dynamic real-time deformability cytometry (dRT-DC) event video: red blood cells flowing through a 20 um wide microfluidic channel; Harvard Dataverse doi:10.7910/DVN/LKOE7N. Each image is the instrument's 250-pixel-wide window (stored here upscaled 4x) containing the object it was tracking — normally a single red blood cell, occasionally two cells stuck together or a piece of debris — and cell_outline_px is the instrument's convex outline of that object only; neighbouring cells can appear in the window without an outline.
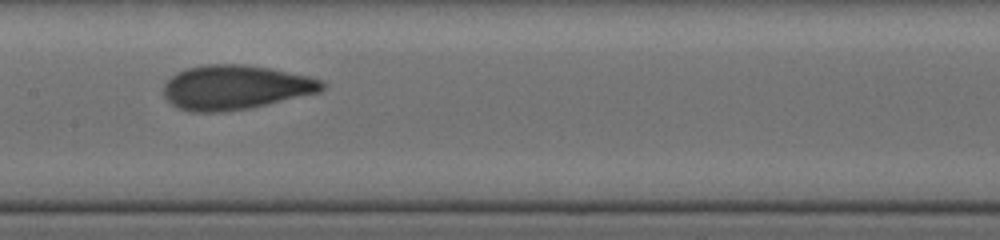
{"species": "human", "species_latin": "Homo sapiens", "temperature_condition": "cold", "stored_images_in_passage": 9, "camera_frame_rate_fps": 3000, "um_per_image_px": 0.085, "donor": {"sex": "female"}, "frame": {"image": 1, "passage_image": 6, "time_ms": 5.0, "image_size_px": [1000, 240], "cell_outline_px": [[328, 84], [320, 92], [248, 108], [220, 112], [188, 112], [176, 108], [164, 96], [164, 84], [176, 72], [188, 68], [204, 64], [244, 64], [268, 68], [308, 76], [324, 80]], "centroid_in_image_um": [20.0, 7.42], "position_along_channel_um": 187.4, "area_um2": 41.04}}
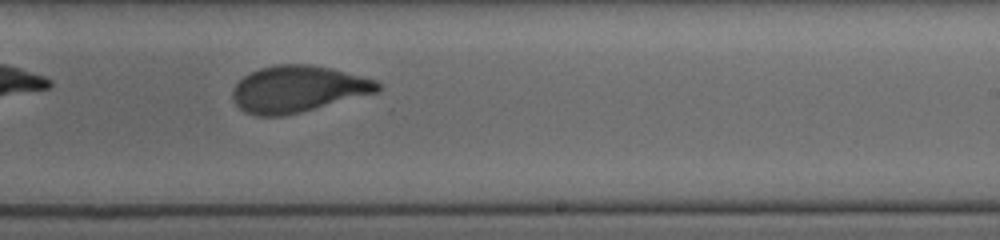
{"frame": {"image": 2, "passage_image": 8, "time_ms": 7.0, "image_size_px": [1000, 240], "cell_outline_px": [[380, 88], [376, 92], [300, 112], [284, 116], [256, 116], [244, 112], [232, 100], [232, 92], [236, 84], [244, 76], [260, 68], [276, 64], [308, 64], [332, 68], [376, 80], [380, 84]], "centroid_in_image_um": [25.28, 7.56], "position_along_channel_um": 263.7, "area_um2": 39.07}}
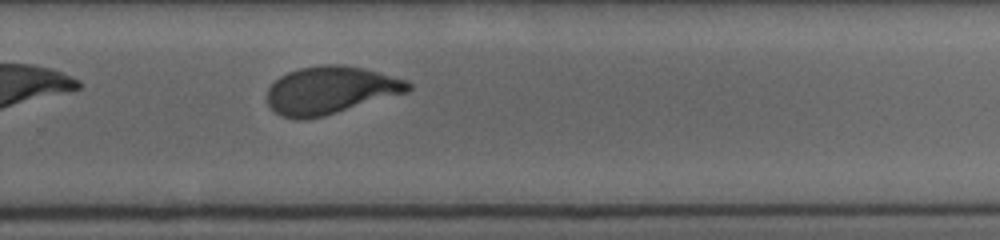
{"frame": {"image": 3, "passage_image": 9, "time_ms": 8.0, "image_size_px": [1000, 240], "cell_outline_px": [[412, 88], [408, 92], [324, 116], [304, 120], [296, 120], [280, 116], [268, 108], [268, 88], [280, 76], [288, 72], [300, 68], [320, 64], [344, 64], [364, 68], [408, 80], [412, 84]], "centroid_in_image_um": [28.08, 7.67], "position_along_channel_um": 301.7, "area_um2": 39.54}}